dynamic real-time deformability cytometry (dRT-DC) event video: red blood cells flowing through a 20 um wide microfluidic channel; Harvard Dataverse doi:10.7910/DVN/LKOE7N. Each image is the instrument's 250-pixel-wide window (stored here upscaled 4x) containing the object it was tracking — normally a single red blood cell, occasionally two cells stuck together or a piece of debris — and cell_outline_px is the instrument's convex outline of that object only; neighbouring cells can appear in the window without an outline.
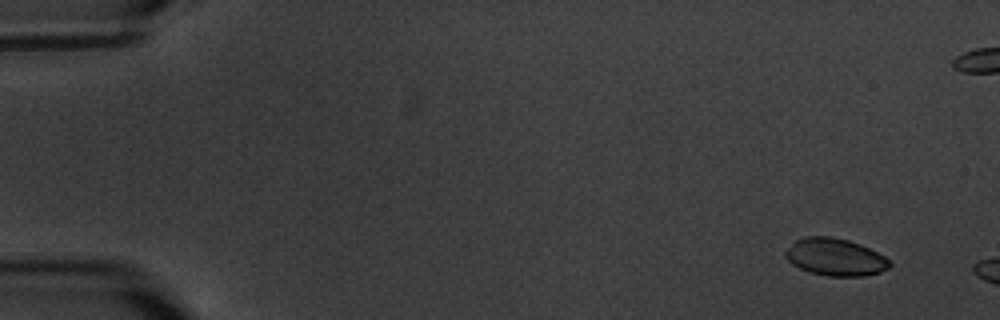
{"species": "common noctule bat (a hibernating species)", "species_latin": "Nyctalus noctula", "temperature_condition": "warm", "stored_images_in_passage": 3, "camera_frame_rate_fps": 3000, "um_per_image_px": 0.085, "animal": {"sex": "male", "body_mass_g": 20.1, "forearm_length_mm": 53.5}, "frame": {"image": 1, "passage_image": 1, "time_ms": 0.0, "image_size_px": [1000, 320], "cell_outline_px": [[892, 264], [888, 268], [880, 272], [864, 276], [828, 276], [812, 272], [800, 268], [792, 264], [784, 256], [784, 252], [796, 240], [804, 236], [832, 236], [848, 240], [860, 244], [892, 260]], "centroid_in_image_um": [71.01, 21.84], "position_along_channel_um": 14.0, "area_um2": 22.66}}